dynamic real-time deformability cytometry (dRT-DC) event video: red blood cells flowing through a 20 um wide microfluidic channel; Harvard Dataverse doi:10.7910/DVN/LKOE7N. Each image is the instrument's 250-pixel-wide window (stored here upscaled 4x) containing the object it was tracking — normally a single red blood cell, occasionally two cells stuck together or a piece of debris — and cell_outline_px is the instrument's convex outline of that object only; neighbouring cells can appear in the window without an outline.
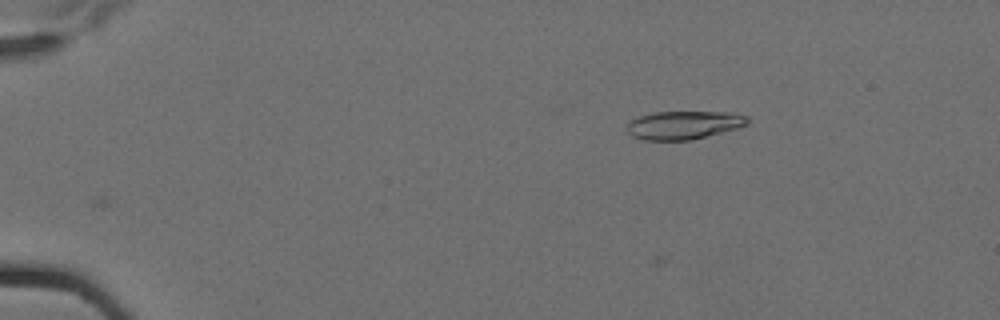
{"species": "Egyptian fruit bat (a non-hibernating species)", "species_latin": "Rousettus aegyptiacus", "temperature_condition": "cold", "stored_images_in_passage": 3, "camera_frame_rate_fps": 3000, "um_per_image_px": 0.085, "animal": {"sex": "female"}, "frame": {"image": 1, "passage_image": 3, "time_ms": 0.667, "image_size_px": [1000, 320], "cell_outline_px": [[748, 124], [736, 128], [692, 140], [644, 140], [632, 136], [628, 132], [628, 124], [632, 120], [640, 116], [656, 112], [728, 112], [748, 116]], "centroid_in_image_um": [58.13, 10.63], "position_along_channel_um": 26.9, "area_um2": 19.65}}